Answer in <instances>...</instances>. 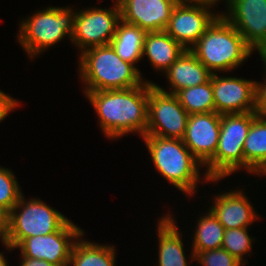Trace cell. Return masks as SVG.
<instances>
[{"label":"cell","mask_w":266,"mask_h":266,"mask_svg":"<svg viewBox=\"0 0 266 266\" xmlns=\"http://www.w3.org/2000/svg\"><path fill=\"white\" fill-rule=\"evenodd\" d=\"M98 115L102 132L111 140L127 134L146 135L149 81L128 89L102 90L84 94Z\"/></svg>","instance_id":"obj_1"},{"label":"cell","mask_w":266,"mask_h":266,"mask_svg":"<svg viewBox=\"0 0 266 266\" xmlns=\"http://www.w3.org/2000/svg\"><path fill=\"white\" fill-rule=\"evenodd\" d=\"M78 61L84 93L128 89L144 82L141 71L121 59L110 44L85 50L79 54Z\"/></svg>","instance_id":"obj_2"},{"label":"cell","mask_w":266,"mask_h":266,"mask_svg":"<svg viewBox=\"0 0 266 266\" xmlns=\"http://www.w3.org/2000/svg\"><path fill=\"white\" fill-rule=\"evenodd\" d=\"M142 139L158 173L186 196L197 192V183L201 179L205 183L219 181L210 180L206 174L201 175L200 167L203 168V165L192 155L182 139L154 135H144Z\"/></svg>","instance_id":"obj_3"},{"label":"cell","mask_w":266,"mask_h":266,"mask_svg":"<svg viewBox=\"0 0 266 266\" xmlns=\"http://www.w3.org/2000/svg\"><path fill=\"white\" fill-rule=\"evenodd\" d=\"M213 74L238 68L254 50L243 36L220 14L190 49Z\"/></svg>","instance_id":"obj_4"},{"label":"cell","mask_w":266,"mask_h":266,"mask_svg":"<svg viewBox=\"0 0 266 266\" xmlns=\"http://www.w3.org/2000/svg\"><path fill=\"white\" fill-rule=\"evenodd\" d=\"M75 14L76 9L73 10L69 6H49L36 11L28 19H23L19 24L20 31L17 34V40L29 58L34 59L36 55L47 51L48 47L60 43L65 36L71 40Z\"/></svg>","instance_id":"obj_5"},{"label":"cell","mask_w":266,"mask_h":266,"mask_svg":"<svg viewBox=\"0 0 266 266\" xmlns=\"http://www.w3.org/2000/svg\"><path fill=\"white\" fill-rule=\"evenodd\" d=\"M255 112L221 114L220 137L214 156L204 165L210 180H221L244 168V143ZM206 172V173H205Z\"/></svg>","instance_id":"obj_6"},{"label":"cell","mask_w":266,"mask_h":266,"mask_svg":"<svg viewBox=\"0 0 266 266\" xmlns=\"http://www.w3.org/2000/svg\"><path fill=\"white\" fill-rule=\"evenodd\" d=\"M68 221L65 215L45 204L40 198L27 200L22 194L8 213V229L3 245L11 251L26 238L57 232Z\"/></svg>","instance_id":"obj_7"},{"label":"cell","mask_w":266,"mask_h":266,"mask_svg":"<svg viewBox=\"0 0 266 266\" xmlns=\"http://www.w3.org/2000/svg\"><path fill=\"white\" fill-rule=\"evenodd\" d=\"M188 117L175 94L163 92L149 81L146 135L182 139Z\"/></svg>","instance_id":"obj_8"},{"label":"cell","mask_w":266,"mask_h":266,"mask_svg":"<svg viewBox=\"0 0 266 266\" xmlns=\"http://www.w3.org/2000/svg\"><path fill=\"white\" fill-rule=\"evenodd\" d=\"M120 21V8L115 3L112 8L93 7L77 10L70 41L81 53L93 47L109 45Z\"/></svg>","instance_id":"obj_9"},{"label":"cell","mask_w":266,"mask_h":266,"mask_svg":"<svg viewBox=\"0 0 266 266\" xmlns=\"http://www.w3.org/2000/svg\"><path fill=\"white\" fill-rule=\"evenodd\" d=\"M212 7L215 5L206 2L179 0L165 31L184 49L190 50L221 14L212 12Z\"/></svg>","instance_id":"obj_10"},{"label":"cell","mask_w":266,"mask_h":266,"mask_svg":"<svg viewBox=\"0 0 266 266\" xmlns=\"http://www.w3.org/2000/svg\"><path fill=\"white\" fill-rule=\"evenodd\" d=\"M69 220L60 230L22 240L15 249L21 257L43 259L55 266H69L73 244L85 230Z\"/></svg>","instance_id":"obj_11"},{"label":"cell","mask_w":266,"mask_h":266,"mask_svg":"<svg viewBox=\"0 0 266 266\" xmlns=\"http://www.w3.org/2000/svg\"><path fill=\"white\" fill-rule=\"evenodd\" d=\"M221 14L255 51L266 46V0H229Z\"/></svg>","instance_id":"obj_12"},{"label":"cell","mask_w":266,"mask_h":266,"mask_svg":"<svg viewBox=\"0 0 266 266\" xmlns=\"http://www.w3.org/2000/svg\"><path fill=\"white\" fill-rule=\"evenodd\" d=\"M215 112L234 114L255 111L256 81L237 77L211 76Z\"/></svg>","instance_id":"obj_13"},{"label":"cell","mask_w":266,"mask_h":266,"mask_svg":"<svg viewBox=\"0 0 266 266\" xmlns=\"http://www.w3.org/2000/svg\"><path fill=\"white\" fill-rule=\"evenodd\" d=\"M220 128L221 114L216 112L189 114L182 141L203 166L217 150Z\"/></svg>","instance_id":"obj_14"},{"label":"cell","mask_w":266,"mask_h":266,"mask_svg":"<svg viewBox=\"0 0 266 266\" xmlns=\"http://www.w3.org/2000/svg\"><path fill=\"white\" fill-rule=\"evenodd\" d=\"M178 1L123 0L119 5L121 21L145 32L165 31Z\"/></svg>","instance_id":"obj_15"},{"label":"cell","mask_w":266,"mask_h":266,"mask_svg":"<svg viewBox=\"0 0 266 266\" xmlns=\"http://www.w3.org/2000/svg\"><path fill=\"white\" fill-rule=\"evenodd\" d=\"M214 204L209 209L217 217L225 230L232 228H249L259 214H256L250 200L241 190L229 191L215 195Z\"/></svg>","instance_id":"obj_16"},{"label":"cell","mask_w":266,"mask_h":266,"mask_svg":"<svg viewBox=\"0 0 266 266\" xmlns=\"http://www.w3.org/2000/svg\"><path fill=\"white\" fill-rule=\"evenodd\" d=\"M169 82L171 91L162 89L163 92L176 94L184 88L194 87L208 82L212 73L202 64L191 50H184L178 59L164 73Z\"/></svg>","instance_id":"obj_17"},{"label":"cell","mask_w":266,"mask_h":266,"mask_svg":"<svg viewBox=\"0 0 266 266\" xmlns=\"http://www.w3.org/2000/svg\"><path fill=\"white\" fill-rule=\"evenodd\" d=\"M175 218L169 213L159 217L158 235V266H188L184 252L182 234L179 232Z\"/></svg>","instance_id":"obj_18"},{"label":"cell","mask_w":266,"mask_h":266,"mask_svg":"<svg viewBox=\"0 0 266 266\" xmlns=\"http://www.w3.org/2000/svg\"><path fill=\"white\" fill-rule=\"evenodd\" d=\"M184 50L166 31L146 32L142 55L157 72L165 73Z\"/></svg>","instance_id":"obj_19"},{"label":"cell","mask_w":266,"mask_h":266,"mask_svg":"<svg viewBox=\"0 0 266 266\" xmlns=\"http://www.w3.org/2000/svg\"><path fill=\"white\" fill-rule=\"evenodd\" d=\"M244 169L258 175L266 167V118L256 116L244 143Z\"/></svg>","instance_id":"obj_20"},{"label":"cell","mask_w":266,"mask_h":266,"mask_svg":"<svg viewBox=\"0 0 266 266\" xmlns=\"http://www.w3.org/2000/svg\"><path fill=\"white\" fill-rule=\"evenodd\" d=\"M84 234L73 244L69 266H116L114 245H99L83 240Z\"/></svg>","instance_id":"obj_21"},{"label":"cell","mask_w":266,"mask_h":266,"mask_svg":"<svg viewBox=\"0 0 266 266\" xmlns=\"http://www.w3.org/2000/svg\"><path fill=\"white\" fill-rule=\"evenodd\" d=\"M145 34L139 27L120 21L110 45L121 59L135 66L143 57Z\"/></svg>","instance_id":"obj_22"},{"label":"cell","mask_w":266,"mask_h":266,"mask_svg":"<svg viewBox=\"0 0 266 266\" xmlns=\"http://www.w3.org/2000/svg\"><path fill=\"white\" fill-rule=\"evenodd\" d=\"M192 243L191 259L195 260L192 252H200L222 248L225 228L209 209L208 213L197 220Z\"/></svg>","instance_id":"obj_23"},{"label":"cell","mask_w":266,"mask_h":266,"mask_svg":"<svg viewBox=\"0 0 266 266\" xmlns=\"http://www.w3.org/2000/svg\"><path fill=\"white\" fill-rule=\"evenodd\" d=\"M175 95L188 114L215 112L211 78L204 84L181 89Z\"/></svg>","instance_id":"obj_24"},{"label":"cell","mask_w":266,"mask_h":266,"mask_svg":"<svg viewBox=\"0 0 266 266\" xmlns=\"http://www.w3.org/2000/svg\"><path fill=\"white\" fill-rule=\"evenodd\" d=\"M248 232V228L227 229L222 242V248L235 256L244 265L246 261H243L245 260L243 257L251 254L249 252L252 250V243L255 241V238L249 236Z\"/></svg>","instance_id":"obj_25"},{"label":"cell","mask_w":266,"mask_h":266,"mask_svg":"<svg viewBox=\"0 0 266 266\" xmlns=\"http://www.w3.org/2000/svg\"><path fill=\"white\" fill-rule=\"evenodd\" d=\"M14 173L9 168L0 167V207L9 213L22 195Z\"/></svg>","instance_id":"obj_26"},{"label":"cell","mask_w":266,"mask_h":266,"mask_svg":"<svg viewBox=\"0 0 266 266\" xmlns=\"http://www.w3.org/2000/svg\"><path fill=\"white\" fill-rule=\"evenodd\" d=\"M192 253L202 266H245L223 248Z\"/></svg>","instance_id":"obj_27"},{"label":"cell","mask_w":266,"mask_h":266,"mask_svg":"<svg viewBox=\"0 0 266 266\" xmlns=\"http://www.w3.org/2000/svg\"><path fill=\"white\" fill-rule=\"evenodd\" d=\"M266 73V71H264ZM266 77V74H264ZM260 83L256 82L255 114L266 118V78Z\"/></svg>","instance_id":"obj_28"},{"label":"cell","mask_w":266,"mask_h":266,"mask_svg":"<svg viewBox=\"0 0 266 266\" xmlns=\"http://www.w3.org/2000/svg\"><path fill=\"white\" fill-rule=\"evenodd\" d=\"M19 102L20 101H17V99H14L0 90V122L19 106Z\"/></svg>","instance_id":"obj_29"},{"label":"cell","mask_w":266,"mask_h":266,"mask_svg":"<svg viewBox=\"0 0 266 266\" xmlns=\"http://www.w3.org/2000/svg\"><path fill=\"white\" fill-rule=\"evenodd\" d=\"M8 229V213L0 207V240L5 243Z\"/></svg>","instance_id":"obj_30"},{"label":"cell","mask_w":266,"mask_h":266,"mask_svg":"<svg viewBox=\"0 0 266 266\" xmlns=\"http://www.w3.org/2000/svg\"><path fill=\"white\" fill-rule=\"evenodd\" d=\"M21 266H55L43 259L21 257Z\"/></svg>","instance_id":"obj_31"},{"label":"cell","mask_w":266,"mask_h":266,"mask_svg":"<svg viewBox=\"0 0 266 266\" xmlns=\"http://www.w3.org/2000/svg\"><path fill=\"white\" fill-rule=\"evenodd\" d=\"M258 52H259V55L261 57V60L263 61V65H264L263 67H264V69H266V46L261 48Z\"/></svg>","instance_id":"obj_32"},{"label":"cell","mask_w":266,"mask_h":266,"mask_svg":"<svg viewBox=\"0 0 266 266\" xmlns=\"http://www.w3.org/2000/svg\"><path fill=\"white\" fill-rule=\"evenodd\" d=\"M190 1H198V2H206V3H210V4H217V2H221V0L219 1V0H190ZM226 1V3L225 4H227V2L229 1V0H225Z\"/></svg>","instance_id":"obj_33"},{"label":"cell","mask_w":266,"mask_h":266,"mask_svg":"<svg viewBox=\"0 0 266 266\" xmlns=\"http://www.w3.org/2000/svg\"><path fill=\"white\" fill-rule=\"evenodd\" d=\"M4 252H0V266H8L7 259L3 255Z\"/></svg>","instance_id":"obj_34"},{"label":"cell","mask_w":266,"mask_h":266,"mask_svg":"<svg viewBox=\"0 0 266 266\" xmlns=\"http://www.w3.org/2000/svg\"><path fill=\"white\" fill-rule=\"evenodd\" d=\"M261 176V175H266V167L258 174V176Z\"/></svg>","instance_id":"obj_35"},{"label":"cell","mask_w":266,"mask_h":266,"mask_svg":"<svg viewBox=\"0 0 266 266\" xmlns=\"http://www.w3.org/2000/svg\"><path fill=\"white\" fill-rule=\"evenodd\" d=\"M115 1V0H114ZM123 0H116L114 3L117 4V5H120V3L122 2Z\"/></svg>","instance_id":"obj_36"}]
</instances>
